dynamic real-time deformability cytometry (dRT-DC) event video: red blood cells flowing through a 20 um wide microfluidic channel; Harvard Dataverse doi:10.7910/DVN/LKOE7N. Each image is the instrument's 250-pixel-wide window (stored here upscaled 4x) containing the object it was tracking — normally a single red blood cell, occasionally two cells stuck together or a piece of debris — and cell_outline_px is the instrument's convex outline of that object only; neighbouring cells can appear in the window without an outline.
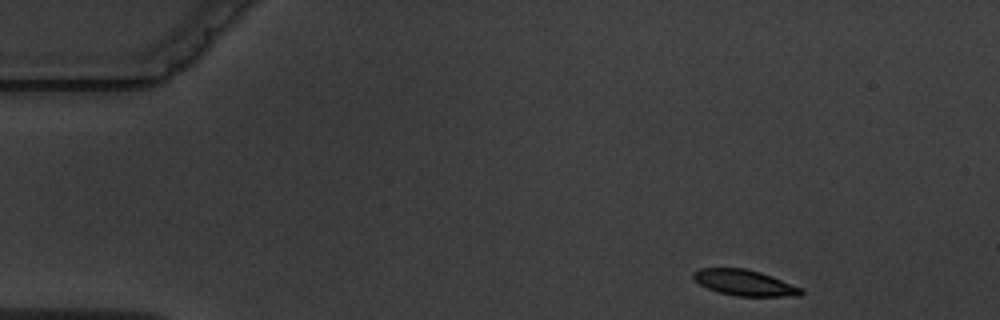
{"species": "common noctule bat (a hibernating species)", "species_latin": "Nyctalus noctula", "temperature_condition": "warm", "stored_images_in_passage": 4, "camera_frame_rate_fps": 3000, "um_per_image_px": 0.085, "animal": {"sex": "male", "body_mass_g": 19.5, "forearm_length_mm": 54.6}, "frame": {"image": 1, "passage_image": 1, "time_ms": 0.0, "image_size_px": [1000, 320], "cell_outline_px": [[804, 292], [800, 296], [736, 296], [720, 292], [708, 288], [700, 284], [692, 276], [692, 272], [700, 268], [744, 268], [760, 272], [772, 276], [804, 288]], "centroid_in_image_um": [63.33, 24.03], "position_along_channel_um": 21.7, "area_um2": 16.24}}
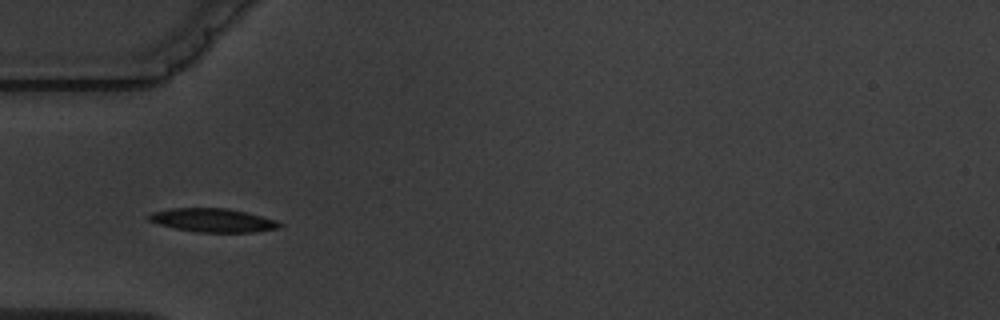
{"frame": {"image": 2, "passage_image": 4, "time_ms": 3.667, "image_size_px": [1000, 320], "cell_outline_px": [[284, 224], [280, 228], [256, 232], [196, 232], [176, 228], [160, 224], [148, 220], [148, 216], [152, 212], [168, 208], [228, 208], [276, 220]], "centroid_in_image_um": [18.11, 18.72], "position_along_channel_um": 66.9, "area_um2": 17.92}}